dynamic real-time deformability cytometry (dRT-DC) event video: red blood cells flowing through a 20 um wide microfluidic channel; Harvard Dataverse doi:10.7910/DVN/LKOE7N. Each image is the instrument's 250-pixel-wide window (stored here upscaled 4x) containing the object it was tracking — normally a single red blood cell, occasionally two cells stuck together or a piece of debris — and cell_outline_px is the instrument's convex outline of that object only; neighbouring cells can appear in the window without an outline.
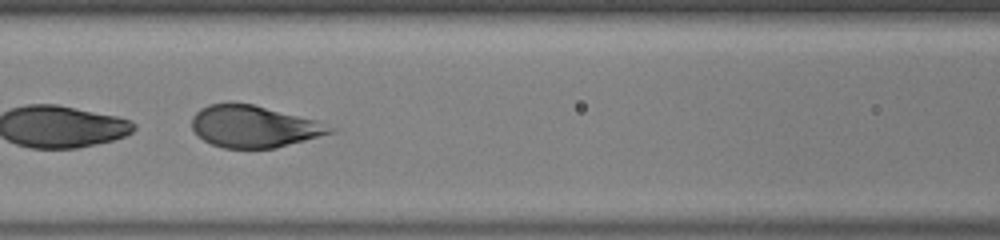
{"species": "human", "species_latin": "Homo sapiens", "temperature_condition": "warm", "stored_images_in_passage": 26, "camera_frame_rate_fps": 3000, "um_per_image_px": 0.085, "donor": {"sex": "male"}, "frame": {"image": 1, "passage_image": 22, "time_ms": 7.0, "image_size_px": [1000, 240], "cell_outline_px": [[336, 128], [332, 132], [276, 148], [224, 148], [212, 144], [204, 140], [192, 128], [192, 116], [200, 108], [208, 104], [252, 104], [316, 120]], "centroid_in_image_um": [21.56, 10.76], "position_along_channel_um": 145.0, "area_um2": 33.12}}